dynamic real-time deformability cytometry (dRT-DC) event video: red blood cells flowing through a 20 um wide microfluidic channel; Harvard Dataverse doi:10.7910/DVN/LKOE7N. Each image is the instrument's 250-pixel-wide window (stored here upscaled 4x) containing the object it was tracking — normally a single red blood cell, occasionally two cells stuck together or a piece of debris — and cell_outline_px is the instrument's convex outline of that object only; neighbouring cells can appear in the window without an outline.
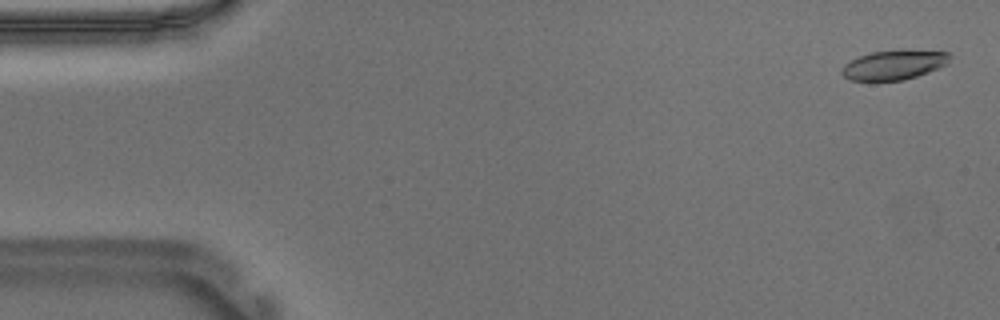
{"species": "Egyptian fruit bat (a non-hibernating species)", "species_latin": "Rousettus aegyptiacus", "temperature_condition": "warm", "stored_images_in_passage": 54, "camera_frame_rate_fps": 3000, "um_per_image_px": 0.085, "animal": {"sex": "male"}, "frame": {"image": 1, "passage_image": 2, "time_ms": 0.333, "image_size_px": [1000, 320], "cell_outline_px": [[952, 56], [948, 64], [940, 68], [904, 80], [848, 80], [840, 72], [840, 68], [844, 64], [860, 56], [872, 52], [900, 48], [908, 48], [948, 52]], "centroid_in_image_um": [76.04, 5.48], "position_along_channel_um": 9.0, "area_um2": 19.13}}
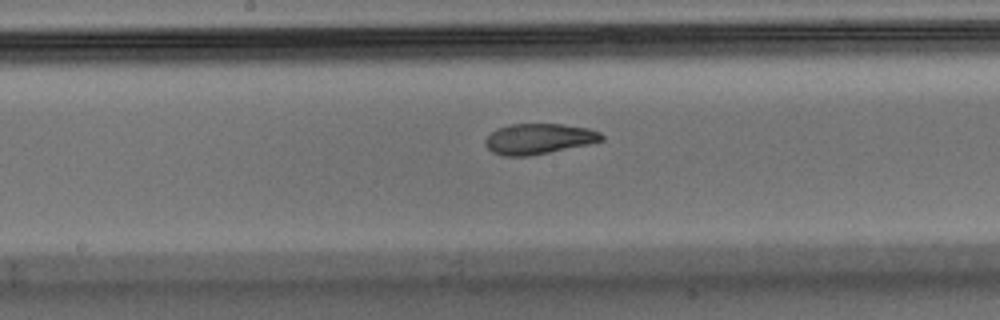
{"frame": {"image": 2, "passage_image": 28, "time_ms": 9.0, "image_size_px": [1000, 320], "cell_outline_px": [[604, 140], [588, 144], [528, 156], [504, 156], [492, 152], [484, 144], [484, 140], [496, 128], [508, 124], [560, 124], [588, 128], [600, 132], [604, 136]], "centroid_in_image_um": [45.77, 11.79], "position_along_channel_um": 202.4, "area_um2": 20.63}}
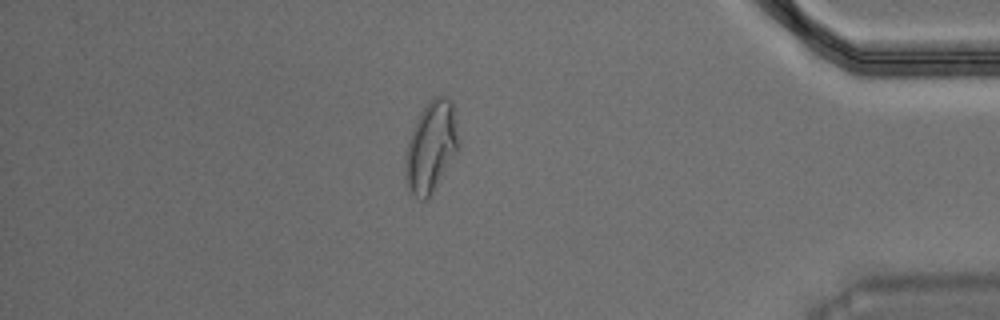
{"frame": {"image": 3, "passage_image": 47, "time_ms": 15.333, "image_size_px": [1000, 320], "cell_outline_px": [[460, 148], [456, 156], [428, 200], [420, 200], [408, 188], [404, 176], [404, 156], [412, 128], [420, 112], [428, 100], [436, 96], [448, 96], [452, 100], [460, 144]], "centroid_in_image_um": [36.65, 12.48], "position_along_channel_um": 398.5, "area_um2": 28.9}, "authors_computed_cell_mechanics": {"area_um2": 21.0392, "velocity_mm_per_s": 3.6932, "shape_relaxation_time_tau1_ms": 9.1532, "shape_relaxation_time_tau2_ms": 1.5374, "deformation_change_tau1": 0.275, "deformation_change_tau2": 0.077}}